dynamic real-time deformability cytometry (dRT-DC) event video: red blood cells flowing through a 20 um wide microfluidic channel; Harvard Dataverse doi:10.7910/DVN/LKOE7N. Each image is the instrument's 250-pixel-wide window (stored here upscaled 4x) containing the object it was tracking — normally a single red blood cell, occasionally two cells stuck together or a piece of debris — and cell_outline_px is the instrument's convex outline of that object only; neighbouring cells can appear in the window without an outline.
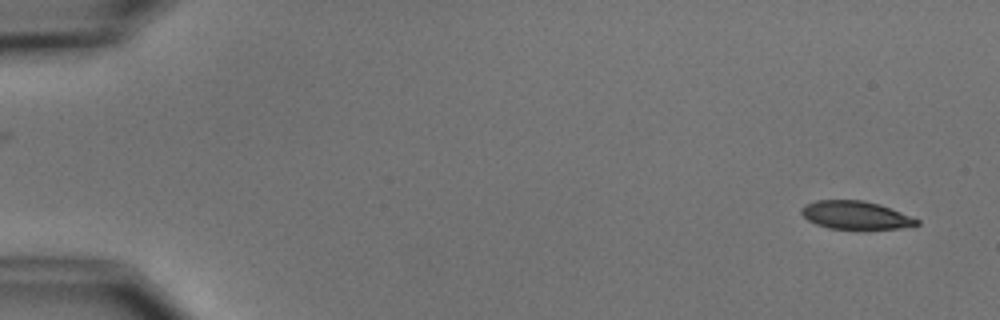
{"species": "common noctule bat (a hibernating species)", "species_latin": "Nyctalus noctula", "temperature_condition": "cold", "stored_images_in_passage": 2, "camera_frame_rate_fps": 3000, "um_per_image_px": 0.085, "animal": {"sex": "male", "body_mass_g": 15.6}, "frame": {"image": 1, "passage_image": 2, "time_ms": 1.667, "image_size_px": [1000, 320], "cell_outline_px": [[920, 224], [900, 228], [828, 228], [816, 224], [808, 220], [800, 212], [800, 208], [804, 204], [816, 200], [864, 200], [880, 204], [912, 216], [920, 220]], "centroid_in_image_um": [72.71, 18.26], "position_along_channel_um": 12.3, "area_um2": 18.84}}